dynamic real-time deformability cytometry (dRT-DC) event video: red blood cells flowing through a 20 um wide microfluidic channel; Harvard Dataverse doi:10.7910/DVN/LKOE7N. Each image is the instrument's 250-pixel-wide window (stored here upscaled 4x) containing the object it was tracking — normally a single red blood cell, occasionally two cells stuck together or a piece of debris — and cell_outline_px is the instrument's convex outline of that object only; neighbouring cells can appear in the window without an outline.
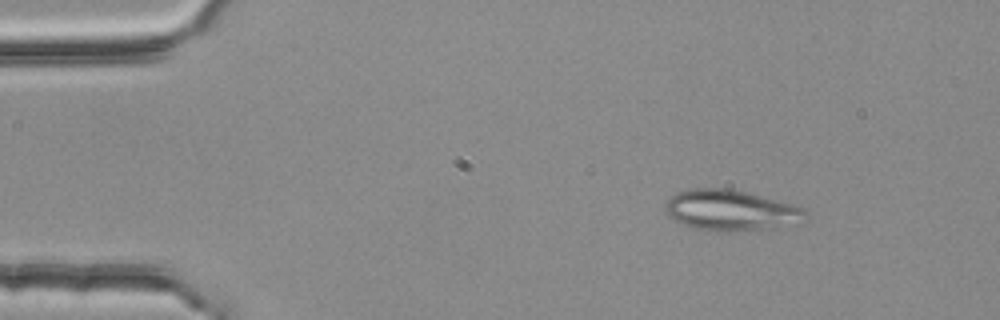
{"species": "common noctule bat (a hibernating species)", "species_latin": "Nyctalus noctula", "temperature_condition": "room temperature", "stored_images_in_passage": 3, "camera_frame_rate_fps": 3000, "um_per_image_px": 0.085, "animal": {"sex": "female", "body_mass_g": 25.1}, "frame": {"image": 1, "passage_image": 1, "time_ms": 0.0, "image_size_px": [1000, 320], "cell_outline_px": [[808, 216], [800, 224], [772, 228], [700, 228], [676, 220], [668, 216], [664, 208], [664, 204], [672, 196], [688, 188], [728, 188], [748, 192], [792, 204], [808, 212]], "centroid_in_image_um": [62.17, 17.81], "position_along_channel_um": 22.8, "area_um2": 32.08}}